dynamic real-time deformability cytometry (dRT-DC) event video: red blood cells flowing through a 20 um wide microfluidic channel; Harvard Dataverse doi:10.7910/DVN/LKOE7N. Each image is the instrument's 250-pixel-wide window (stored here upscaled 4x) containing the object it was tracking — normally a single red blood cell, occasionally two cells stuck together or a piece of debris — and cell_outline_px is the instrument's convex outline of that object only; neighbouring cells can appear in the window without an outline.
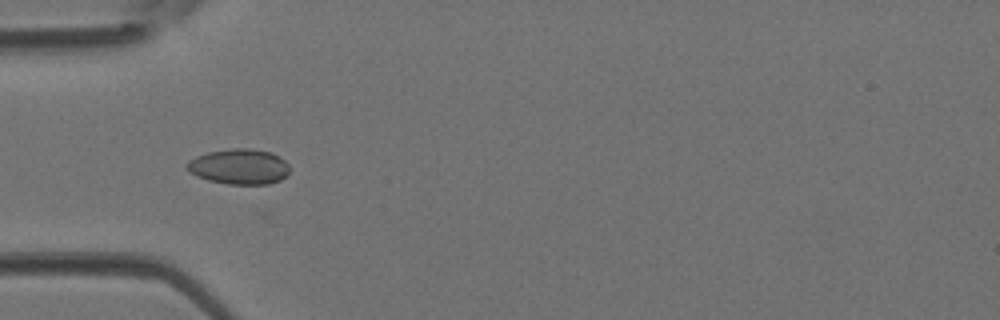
{"species": "Egyptian fruit bat (a non-hibernating species)", "species_latin": "Rousettus aegyptiacus", "temperature_condition": "room temperature", "stored_images_in_passage": 33, "camera_frame_rate_fps": 3000, "um_per_image_px": 0.085, "animal": {"sex": "female"}, "frame": {"image": 1, "passage_image": 3, "time_ms": 0.667, "image_size_px": [1000, 320], "cell_outline_px": [[288, 172], [280, 180], [268, 184], [228, 184], [208, 180], [196, 176], [188, 172], [184, 168], [184, 164], [188, 160], [196, 156], [208, 152], [232, 148], [248, 148], [272, 152], [280, 156], [288, 164]], "centroid_in_image_um": [20.28, 14.15], "position_along_channel_um": 64.7, "area_um2": 21.39}}
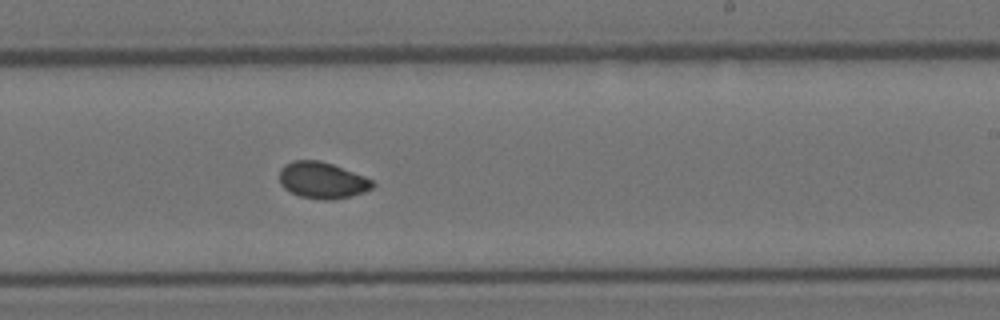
{"frame": {"image": 2, "passage_image": 16, "time_ms": 5.0, "image_size_px": [1000, 320], "cell_outline_px": [[376, 184], [372, 188], [364, 192], [352, 196], [332, 200], [324, 200], [300, 196], [284, 188], [280, 184], [280, 168], [284, 164], [292, 160], [320, 160], [332, 164], [364, 176], [372, 180]], "centroid_in_image_um": [27.39, 15.32], "position_along_channel_um": 261.6, "area_um2": 19.83}}
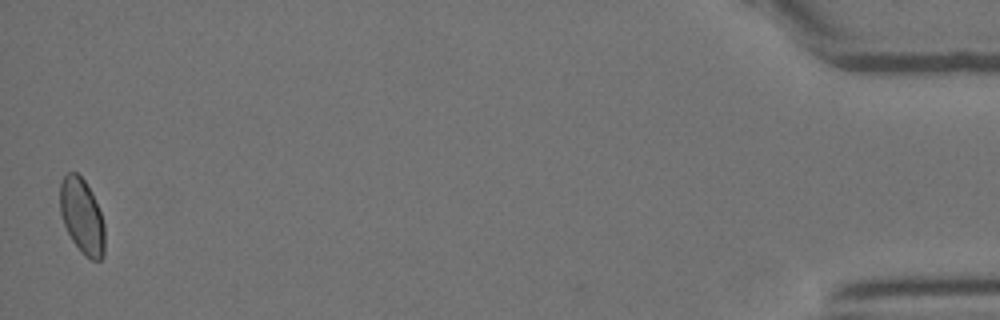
{"frame": {"image": 3, "passage_image": 33, "time_ms": 10.667, "image_size_px": [1000, 320], "cell_outline_px": [[104, 256], [100, 260], [92, 260], [84, 256], [80, 252], [72, 240], [64, 224], [60, 212], [60, 184], [64, 176], [68, 172], [76, 172], [84, 180], [92, 192], [100, 212], [104, 224]], "centroid_in_image_um": [6.97, 18.4], "position_along_channel_um": 428.2, "area_um2": 19.59}}